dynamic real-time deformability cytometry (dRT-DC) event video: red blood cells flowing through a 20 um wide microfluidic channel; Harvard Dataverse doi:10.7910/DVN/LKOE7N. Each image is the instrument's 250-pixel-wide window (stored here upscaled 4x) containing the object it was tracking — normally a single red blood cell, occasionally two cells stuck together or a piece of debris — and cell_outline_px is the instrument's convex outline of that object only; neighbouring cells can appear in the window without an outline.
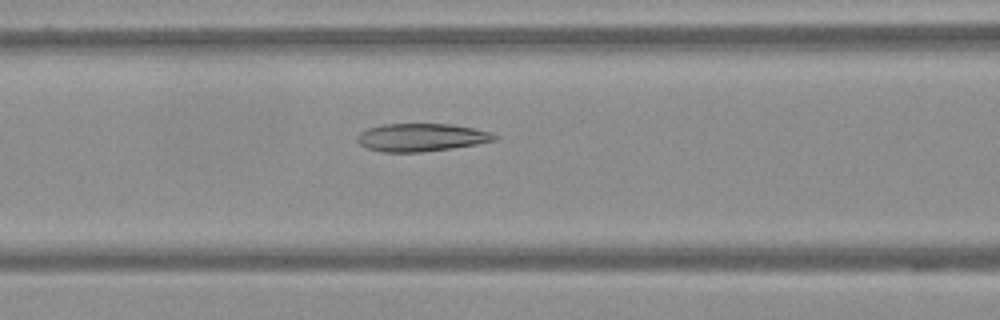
{"species": "Egyptian fruit bat (a non-hibernating species)", "species_latin": "Rousettus aegyptiacus", "temperature_condition": "warm", "stored_images_in_passage": 46, "camera_frame_rate_fps": 3000, "um_per_image_px": 0.085, "frame": {"image": 1, "passage_image": 11, "time_ms": 3.333, "image_size_px": [1000, 320], "cell_outline_px": [[500, 136], [496, 140], [476, 144], [452, 148], [420, 152], [380, 152], [368, 148], [360, 144], [356, 140], [356, 136], [360, 132], [368, 128], [384, 124], [452, 124], [472, 128], [488, 132]], "centroid_in_image_um": [35.79, 11.68], "position_along_channel_um": 130.8, "area_um2": 22.25}}
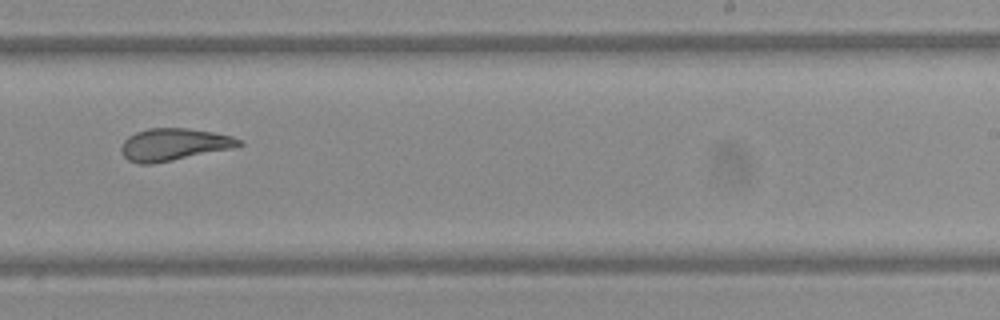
{"frame": {"image": 2, "passage_image": 24, "time_ms": 7.667, "image_size_px": [1000, 320], "cell_outline_px": [[244, 144], [232, 148], [152, 164], [140, 164], [128, 160], [120, 152], [120, 148], [124, 140], [128, 136], [136, 132], [148, 128], [188, 128], [212, 132], [232, 136], [240, 140]], "centroid_in_image_um": [14.73, 12.28], "position_along_channel_um": 274.3, "area_um2": 21.96}}
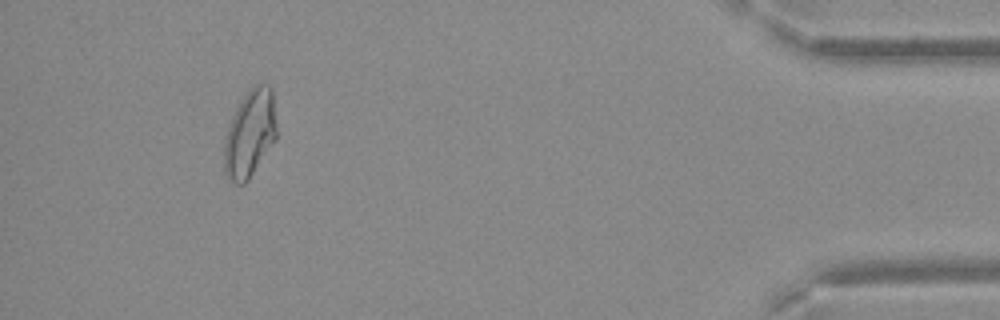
{"frame": {"image": 3, "passage_image": 42, "time_ms": 13.667, "image_size_px": [1000, 320], "cell_outline_px": [[276, 140], [248, 180], [244, 184], [236, 184], [228, 180], [224, 172], [224, 140], [232, 116], [240, 100], [248, 88], [252, 84], [268, 84], [272, 88], [276, 124]], "centroid_in_image_um": [21.23, 11.35], "position_along_channel_um": 414.0, "area_um2": 27.05}}